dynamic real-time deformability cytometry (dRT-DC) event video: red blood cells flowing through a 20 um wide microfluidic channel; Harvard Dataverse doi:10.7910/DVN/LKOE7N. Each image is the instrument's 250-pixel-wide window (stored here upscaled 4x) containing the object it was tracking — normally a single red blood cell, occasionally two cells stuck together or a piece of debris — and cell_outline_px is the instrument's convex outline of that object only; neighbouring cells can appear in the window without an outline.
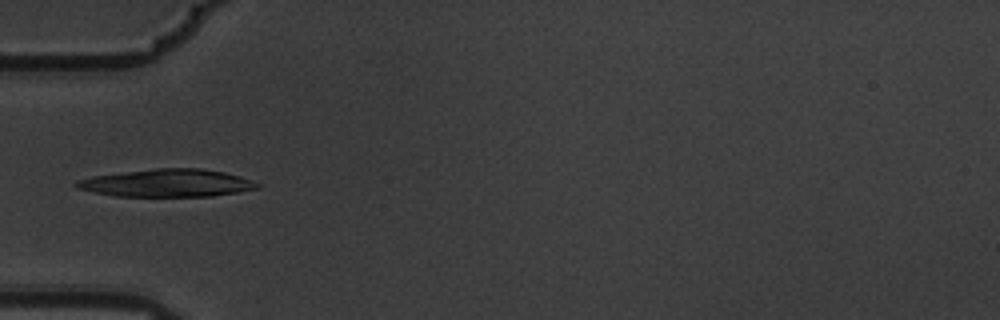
{"species": "common noctule bat (a hibernating species)", "species_latin": "Nyctalus noctula", "temperature_condition": "warm", "stored_images_in_passage": 1, "camera_frame_rate_fps": 3000, "um_per_image_px": 0.085, "animal": {"sex": "male", "body_mass_g": 19.5, "forearm_length_mm": 54.6}, "frame": {"image": 1, "passage_image": 1, "time_ms": 0.0, "image_size_px": [1000, 320], "cell_outline_px": [[260, 188], [212, 196], [112, 196], [76, 188], [72, 184], [76, 180], [92, 176], [156, 168], [200, 168], [224, 172], [240, 176], [252, 180], [260, 184]], "centroid_in_image_um": [14.18, 15.56], "position_along_channel_um": 70.8, "area_um2": 29.19}}